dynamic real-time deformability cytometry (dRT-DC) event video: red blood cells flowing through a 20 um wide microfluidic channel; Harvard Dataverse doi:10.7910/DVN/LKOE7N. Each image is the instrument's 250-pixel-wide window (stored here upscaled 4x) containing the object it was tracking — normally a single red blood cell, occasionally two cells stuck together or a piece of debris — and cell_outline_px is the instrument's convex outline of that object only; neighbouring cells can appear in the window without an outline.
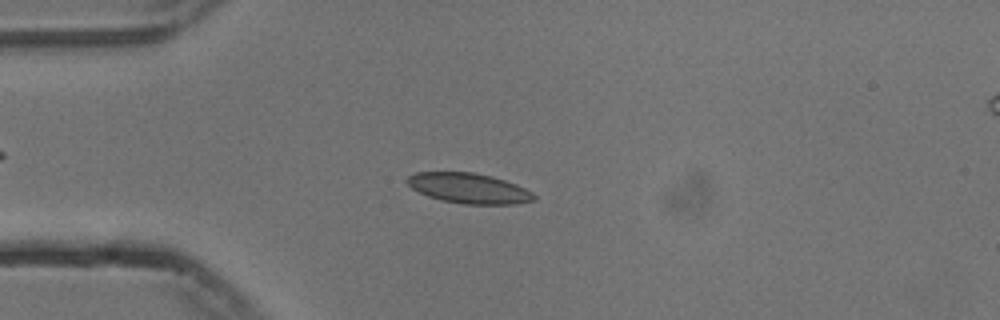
{"species": "common noctule bat (a hibernating species)", "species_latin": "Nyctalus noctula", "temperature_condition": "cold", "stored_images_in_passage": 55, "camera_frame_rate_fps": 3000, "um_per_image_px": 0.085, "animal": {"sex": "male", "body_mass_g": 13.3}, "frame": {"image": 1, "passage_image": 14, "time_ms": 4.333, "image_size_px": [1000, 320], "cell_outline_px": [[536, 200], [516, 204], [464, 204], [440, 200], [428, 196], [412, 188], [404, 180], [408, 176], [416, 172], [472, 172], [492, 176], [516, 184], [532, 192], [536, 196]], "centroid_in_image_um": [39.85, 16.0], "position_along_channel_um": 45.1, "area_um2": 22.37}}
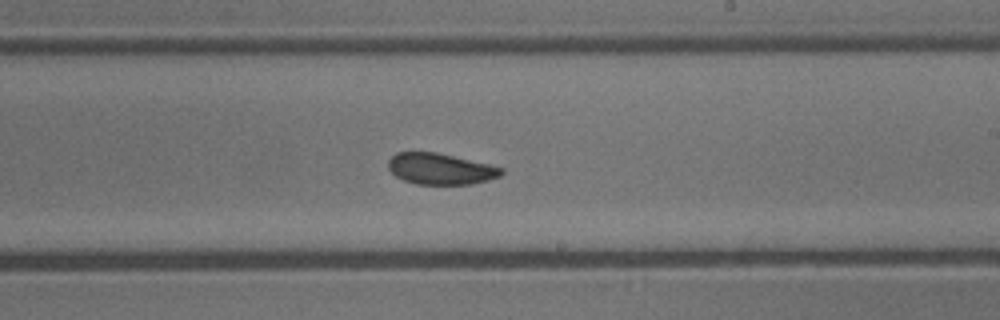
{"frame": {"image": 2, "passage_image": 32, "time_ms": 10.333, "image_size_px": [1000, 320], "cell_outline_px": [[504, 172], [500, 176], [488, 180], [472, 184], [416, 184], [404, 180], [396, 176], [388, 168], [388, 160], [396, 152], [436, 152], [488, 164], [504, 168]], "centroid_in_image_um": [37.44, 14.35], "position_along_channel_um": 251.6, "area_um2": 20.46}}
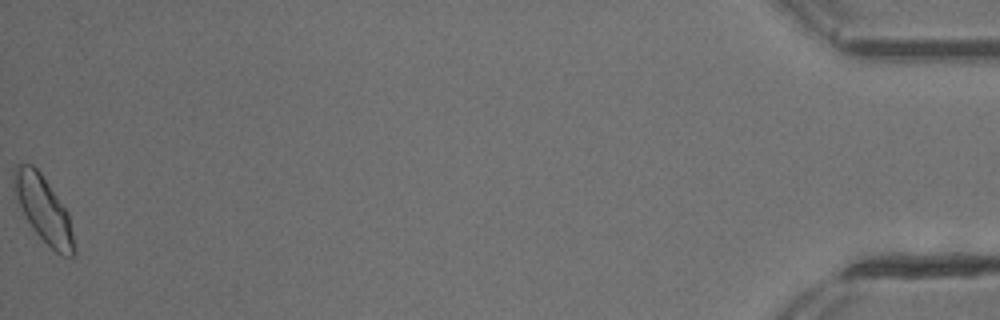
{"frame": {"image": 3, "passage_image": 55, "time_ms": 18.0, "image_size_px": [1000, 320], "cell_outline_px": [[76, 256], [72, 260], [56, 252], [32, 228], [12, 196], [12, 172], [16, 164], [32, 164], [40, 172], [68, 212], [76, 248]], "centroid_in_image_um": [3.67, 17.79], "position_along_channel_um": 431.5, "area_um2": 23.64}, "authors_computed_cell_mechanics": {"area_um2": 21.2704, "velocity_mm_per_s": 3.725, "shape_relaxation_time_tau1_ms": 3.0146, "shape_relaxation_time_tau2_ms": 1.5759, "deformation_change_tau1": 0.0822, "deformation_change_tau2": 0.0543}}